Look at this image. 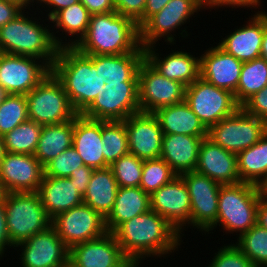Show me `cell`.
<instances>
[{"mask_svg":"<svg viewBox=\"0 0 267 267\" xmlns=\"http://www.w3.org/2000/svg\"><path fill=\"white\" fill-rule=\"evenodd\" d=\"M145 53L92 55L97 70V97L81 113L101 121H124L140 112L138 69Z\"/></svg>","mask_w":267,"mask_h":267,"instance_id":"1","label":"cell"},{"mask_svg":"<svg viewBox=\"0 0 267 267\" xmlns=\"http://www.w3.org/2000/svg\"><path fill=\"white\" fill-rule=\"evenodd\" d=\"M113 234L123 254L140 262L154 256L167 257L183 242L168 221L151 209L122 223Z\"/></svg>","mask_w":267,"mask_h":267,"instance_id":"2","label":"cell"},{"mask_svg":"<svg viewBox=\"0 0 267 267\" xmlns=\"http://www.w3.org/2000/svg\"><path fill=\"white\" fill-rule=\"evenodd\" d=\"M74 47L85 55L145 53L136 22L116 11L91 15L86 34Z\"/></svg>","mask_w":267,"mask_h":267,"instance_id":"3","label":"cell"},{"mask_svg":"<svg viewBox=\"0 0 267 267\" xmlns=\"http://www.w3.org/2000/svg\"><path fill=\"white\" fill-rule=\"evenodd\" d=\"M24 11L27 10L24 9L13 20L0 27V52L34 57L42 60L51 69L59 50L52 30L38 22L42 19L37 20L32 15L30 18L28 12Z\"/></svg>","mask_w":267,"mask_h":267,"instance_id":"4","label":"cell"},{"mask_svg":"<svg viewBox=\"0 0 267 267\" xmlns=\"http://www.w3.org/2000/svg\"><path fill=\"white\" fill-rule=\"evenodd\" d=\"M51 72L61 82L78 114L97 97V70L92 55H85L75 47L59 48Z\"/></svg>","mask_w":267,"mask_h":267,"instance_id":"5","label":"cell"},{"mask_svg":"<svg viewBox=\"0 0 267 267\" xmlns=\"http://www.w3.org/2000/svg\"><path fill=\"white\" fill-rule=\"evenodd\" d=\"M261 195V187L251 183L221 185L217 220L208 230V234L219 224V227L222 226L223 231L225 230L226 235L235 232L240 237L256 224L257 207Z\"/></svg>","mask_w":267,"mask_h":267,"instance_id":"6","label":"cell"},{"mask_svg":"<svg viewBox=\"0 0 267 267\" xmlns=\"http://www.w3.org/2000/svg\"><path fill=\"white\" fill-rule=\"evenodd\" d=\"M4 205L8 235L14 246L51 226L52 219L37 192H9Z\"/></svg>","mask_w":267,"mask_h":267,"instance_id":"7","label":"cell"},{"mask_svg":"<svg viewBox=\"0 0 267 267\" xmlns=\"http://www.w3.org/2000/svg\"><path fill=\"white\" fill-rule=\"evenodd\" d=\"M28 120L42 126L73 120V109L61 82L50 72L26 95Z\"/></svg>","mask_w":267,"mask_h":267,"instance_id":"8","label":"cell"},{"mask_svg":"<svg viewBox=\"0 0 267 267\" xmlns=\"http://www.w3.org/2000/svg\"><path fill=\"white\" fill-rule=\"evenodd\" d=\"M267 132V122L246 113L241 107L208 129L207 137L229 152H239L256 144Z\"/></svg>","mask_w":267,"mask_h":267,"instance_id":"9","label":"cell"},{"mask_svg":"<svg viewBox=\"0 0 267 267\" xmlns=\"http://www.w3.org/2000/svg\"><path fill=\"white\" fill-rule=\"evenodd\" d=\"M185 101L207 129L241 107L231 91L216 87L201 77L186 87Z\"/></svg>","mask_w":267,"mask_h":267,"instance_id":"10","label":"cell"},{"mask_svg":"<svg viewBox=\"0 0 267 267\" xmlns=\"http://www.w3.org/2000/svg\"><path fill=\"white\" fill-rule=\"evenodd\" d=\"M200 9L203 8L196 0H170L161 11L152 15L139 28L140 45L147 48L156 45L162 38H165L163 40L167 45L176 44L174 31L180 29L188 20L190 22V17L202 11Z\"/></svg>","mask_w":267,"mask_h":267,"instance_id":"11","label":"cell"},{"mask_svg":"<svg viewBox=\"0 0 267 267\" xmlns=\"http://www.w3.org/2000/svg\"><path fill=\"white\" fill-rule=\"evenodd\" d=\"M51 225L69 249L108 232L105 218L85 203L57 214Z\"/></svg>","mask_w":267,"mask_h":267,"instance_id":"12","label":"cell"},{"mask_svg":"<svg viewBox=\"0 0 267 267\" xmlns=\"http://www.w3.org/2000/svg\"><path fill=\"white\" fill-rule=\"evenodd\" d=\"M138 87L140 112L154 113L185 100L186 86L165 78L146 59L138 69Z\"/></svg>","mask_w":267,"mask_h":267,"instance_id":"13","label":"cell"},{"mask_svg":"<svg viewBox=\"0 0 267 267\" xmlns=\"http://www.w3.org/2000/svg\"><path fill=\"white\" fill-rule=\"evenodd\" d=\"M185 182L191 201V226L206 232L216 223L221 184L197 171L179 175Z\"/></svg>","mask_w":267,"mask_h":267,"instance_id":"14","label":"cell"},{"mask_svg":"<svg viewBox=\"0 0 267 267\" xmlns=\"http://www.w3.org/2000/svg\"><path fill=\"white\" fill-rule=\"evenodd\" d=\"M50 72L42 60L0 52V85L8 94L26 95Z\"/></svg>","mask_w":267,"mask_h":267,"instance_id":"15","label":"cell"},{"mask_svg":"<svg viewBox=\"0 0 267 267\" xmlns=\"http://www.w3.org/2000/svg\"><path fill=\"white\" fill-rule=\"evenodd\" d=\"M14 247L22 248V267H63L69 263L70 249L52 225Z\"/></svg>","mask_w":267,"mask_h":267,"instance_id":"16","label":"cell"},{"mask_svg":"<svg viewBox=\"0 0 267 267\" xmlns=\"http://www.w3.org/2000/svg\"><path fill=\"white\" fill-rule=\"evenodd\" d=\"M150 202L151 210L165 218L183 237L186 225L187 228L191 226V201L184 180L176 176L171 182L154 191L150 195Z\"/></svg>","mask_w":267,"mask_h":267,"instance_id":"17","label":"cell"},{"mask_svg":"<svg viewBox=\"0 0 267 267\" xmlns=\"http://www.w3.org/2000/svg\"><path fill=\"white\" fill-rule=\"evenodd\" d=\"M44 166L34 155L6 152L0 162V181L7 193L37 192Z\"/></svg>","mask_w":267,"mask_h":267,"instance_id":"18","label":"cell"},{"mask_svg":"<svg viewBox=\"0 0 267 267\" xmlns=\"http://www.w3.org/2000/svg\"><path fill=\"white\" fill-rule=\"evenodd\" d=\"M124 123L129 153L142 160L160 158L164 134L153 113L139 112L130 115Z\"/></svg>","mask_w":267,"mask_h":267,"instance_id":"19","label":"cell"},{"mask_svg":"<svg viewBox=\"0 0 267 267\" xmlns=\"http://www.w3.org/2000/svg\"><path fill=\"white\" fill-rule=\"evenodd\" d=\"M128 260L110 232L73 246L69 254L74 267H122Z\"/></svg>","mask_w":267,"mask_h":267,"instance_id":"20","label":"cell"},{"mask_svg":"<svg viewBox=\"0 0 267 267\" xmlns=\"http://www.w3.org/2000/svg\"><path fill=\"white\" fill-rule=\"evenodd\" d=\"M195 171L206 175L221 185L240 183L237 154L203 138Z\"/></svg>","mask_w":267,"mask_h":267,"instance_id":"21","label":"cell"},{"mask_svg":"<svg viewBox=\"0 0 267 267\" xmlns=\"http://www.w3.org/2000/svg\"><path fill=\"white\" fill-rule=\"evenodd\" d=\"M204 52L200 55V77L234 94L240 80L242 62L218 45L209 47Z\"/></svg>","mask_w":267,"mask_h":267,"instance_id":"22","label":"cell"},{"mask_svg":"<svg viewBox=\"0 0 267 267\" xmlns=\"http://www.w3.org/2000/svg\"><path fill=\"white\" fill-rule=\"evenodd\" d=\"M254 16V17H253ZM249 17L246 25L235 28L217 45L226 53L233 55L242 63L260 57L262 40L264 36V12L254 13Z\"/></svg>","mask_w":267,"mask_h":267,"instance_id":"23","label":"cell"},{"mask_svg":"<svg viewBox=\"0 0 267 267\" xmlns=\"http://www.w3.org/2000/svg\"><path fill=\"white\" fill-rule=\"evenodd\" d=\"M157 50L156 45L144 48L145 59L165 78L181 82L187 87L200 77V56L172 50L161 58Z\"/></svg>","mask_w":267,"mask_h":267,"instance_id":"24","label":"cell"},{"mask_svg":"<svg viewBox=\"0 0 267 267\" xmlns=\"http://www.w3.org/2000/svg\"><path fill=\"white\" fill-rule=\"evenodd\" d=\"M73 146L83 159L84 165L93 169L109 167L102 153L101 120L78 114L74 118Z\"/></svg>","mask_w":267,"mask_h":267,"instance_id":"25","label":"cell"},{"mask_svg":"<svg viewBox=\"0 0 267 267\" xmlns=\"http://www.w3.org/2000/svg\"><path fill=\"white\" fill-rule=\"evenodd\" d=\"M205 137L207 136L164 134L160 158L178 176L185 172L195 171L201 142Z\"/></svg>","mask_w":267,"mask_h":267,"instance_id":"26","label":"cell"},{"mask_svg":"<svg viewBox=\"0 0 267 267\" xmlns=\"http://www.w3.org/2000/svg\"><path fill=\"white\" fill-rule=\"evenodd\" d=\"M37 193L51 219L83 203V196L69 177L44 176Z\"/></svg>","mask_w":267,"mask_h":267,"instance_id":"27","label":"cell"},{"mask_svg":"<svg viewBox=\"0 0 267 267\" xmlns=\"http://www.w3.org/2000/svg\"><path fill=\"white\" fill-rule=\"evenodd\" d=\"M153 114L157 117L163 134L208 135V129L185 100L177 104L161 107Z\"/></svg>","mask_w":267,"mask_h":267,"instance_id":"28","label":"cell"},{"mask_svg":"<svg viewBox=\"0 0 267 267\" xmlns=\"http://www.w3.org/2000/svg\"><path fill=\"white\" fill-rule=\"evenodd\" d=\"M150 209V194L140 187H119L113 209L105 218L107 231L113 233L122 223Z\"/></svg>","mask_w":267,"mask_h":267,"instance_id":"29","label":"cell"},{"mask_svg":"<svg viewBox=\"0 0 267 267\" xmlns=\"http://www.w3.org/2000/svg\"><path fill=\"white\" fill-rule=\"evenodd\" d=\"M91 14L86 9V7L81 3L77 2L76 4L70 5L69 7L60 10L49 22L54 24L52 28V36L59 48L63 47H74L79 43V41L84 37L87 32V28L89 26ZM54 27L58 31H54ZM60 29V31H59ZM60 33L57 37L55 34ZM55 33V34H54ZM65 33V41L62 40V36ZM67 33V34H66ZM70 36H69V35ZM72 37L67 41V36ZM76 35V36H75ZM75 37V38H74ZM74 38V39H73ZM64 41V42H62Z\"/></svg>","mask_w":267,"mask_h":267,"instance_id":"30","label":"cell"},{"mask_svg":"<svg viewBox=\"0 0 267 267\" xmlns=\"http://www.w3.org/2000/svg\"><path fill=\"white\" fill-rule=\"evenodd\" d=\"M118 188L110 167L94 169L87 191L83 195V203L106 218L113 209Z\"/></svg>","mask_w":267,"mask_h":267,"instance_id":"31","label":"cell"},{"mask_svg":"<svg viewBox=\"0 0 267 267\" xmlns=\"http://www.w3.org/2000/svg\"><path fill=\"white\" fill-rule=\"evenodd\" d=\"M74 119L42 126L34 156L45 166L67 148L73 146Z\"/></svg>","mask_w":267,"mask_h":267,"instance_id":"32","label":"cell"},{"mask_svg":"<svg viewBox=\"0 0 267 267\" xmlns=\"http://www.w3.org/2000/svg\"><path fill=\"white\" fill-rule=\"evenodd\" d=\"M240 182L260 186L267 180V132L251 147L237 154Z\"/></svg>","mask_w":267,"mask_h":267,"instance_id":"33","label":"cell"},{"mask_svg":"<svg viewBox=\"0 0 267 267\" xmlns=\"http://www.w3.org/2000/svg\"><path fill=\"white\" fill-rule=\"evenodd\" d=\"M265 86H267V61L259 57L242 63L240 80L234 93L236 102L241 106Z\"/></svg>","mask_w":267,"mask_h":267,"instance_id":"34","label":"cell"},{"mask_svg":"<svg viewBox=\"0 0 267 267\" xmlns=\"http://www.w3.org/2000/svg\"><path fill=\"white\" fill-rule=\"evenodd\" d=\"M102 153L105 163L111 166L129 153L127 130L124 121H101Z\"/></svg>","mask_w":267,"mask_h":267,"instance_id":"35","label":"cell"},{"mask_svg":"<svg viewBox=\"0 0 267 267\" xmlns=\"http://www.w3.org/2000/svg\"><path fill=\"white\" fill-rule=\"evenodd\" d=\"M42 125L27 120L3 136L6 152L34 155Z\"/></svg>","mask_w":267,"mask_h":267,"instance_id":"36","label":"cell"},{"mask_svg":"<svg viewBox=\"0 0 267 267\" xmlns=\"http://www.w3.org/2000/svg\"><path fill=\"white\" fill-rule=\"evenodd\" d=\"M235 245L256 267H267L266 229L256 223L237 238Z\"/></svg>","mask_w":267,"mask_h":267,"instance_id":"37","label":"cell"},{"mask_svg":"<svg viewBox=\"0 0 267 267\" xmlns=\"http://www.w3.org/2000/svg\"><path fill=\"white\" fill-rule=\"evenodd\" d=\"M27 120L26 96L23 94H8L0 104V135L4 136Z\"/></svg>","mask_w":267,"mask_h":267,"instance_id":"38","label":"cell"},{"mask_svg":"<svg viewBox=\"0 0 267 267\" xmlns=\"http://www.w3.org/2000/svg\"><path fill=\"white\" fill-rule=\"evenodd\" d=\"M176 176L178 175L162 158L144 160L139 187L151 195L161 186L171 182Z\"/></svg>","mask_w":267,"mask_h":267,"instance_id":"39","label":"cell"},{"mask_svg":"<svg viewBox=\"0 0 267 267\" xmlns=\"http://www.w3.org/2000/svg\"><path fill=\"white\" fill-rule=\"evenodd\" d=\"M143 162L144 160L139 159L134 154L127 153L109 166L113 172L118 186L139 187L142 176Z\"/></svg>","mask_w":267,"mask_h":267,"instance_id":"40","label":"cell"},{"mask_svg":"<svg viewBox=\"0 0 267 267\" xmlns=\"http://www.w3.org/2000/svg\"><path fill=\"white\" fill-rule=\"evenodd\" d=\"M83 165V159L74 146H71L44 166V176L70 177L72 171Z\"/></svg>","mask_w":267,"mask_h":267,"instance_id":"41","label":"cell"},{"mask_svg":"<svg viewBox=\"0 0 267 267\" xmlns=\"http://www.w3.org/2000/svg\"><path fill=\"white\" fill-rule=\"evenodd\" d=\"M217 250L208 267H256L234 242Z\"/></svg>","mask_w":267,"mask_h":267,"instance_id":"42","label":"cell"},{"mask_svg":"<svg viewBox=\"0 0 267 267\" xmlns=\"http://www.w3.org/2000/svg\"><path fill=\"white\" fill-rule=\"evenodd\" d=\"M241 108L246 113L267 122V86L247 99Z\"/></svg>","mask_w":267,"mask_h":267,"instance_id":"43","label":"cell"},{"mask_svg":"<svg viewBox=\"0 0 267 267\" xmlns=\"http://www.w3.org/2000/svg\"><path fill=\"white\" fill-rule=\"evenodd\" d=\"M147 0H114L117 13L130 17L135 22L144 14Z\"/></svg>","mask_w":267,"mask_h":267,"instance_id":"44","label":"cell"},{"mask_svg":"<svg viewBox=\"0 0 267 267\" xmlns=\"http://www.w3.org/2000/svg\"><path fill=\"white\" fill-rule=\"evenodd\" d=\"M93 170V168L83 165L82 167L72 171V174L69 177L71 182H74V185L82 196L87 191V186L91 180Z\"/></svg>","mask_w":267,"mask_h":267,"instance_id":"45","label":"cell"},{"mask_svg":"<svg viewBox=\"0 0 267 267\" xmlns=\"http://www.w3.org/2000/svg\"><path fill=\"white\" fill-rule=\"evenodd\" d=\"M25 8L16 1L0 0V27L13 20Z\"/></svg>","mask_w":267,"mask_h":267,"instance_id":"46","label":"cell"},{"mask_svg":"<svg viewBox=\"0 0 267 267\" xmlns=\"http://www.w3.org/2000/svg\"><path fill=\"white\" fill-rule=\"evenodd\" d=\"M261 0H216L209 8L213 10V8L217 9V8H224L227 7L229 8L230 6L232 8L236 7H244L248 8L250 7V9H258V12L256 11V13H262L264 12V10L261 7V10L259 11L260 8H258L259 6H261ZM223 6V7H222ZM263 10V11H262Z\"/></svg>","mask_w":267,"mask_h":267,"instance_id":"47","label":"cell"},{"mask_svg":"<svg viewBox=\"0 0 267 267\" xmlns=\"http://www.w3.org/2000/svg\"><path fill=\"white\" fill-rule=\"evenodd\" d=\"M91 15L114 12V0H80Z\"/></svg>","mask_w":267,"mask_h":267,"instance_id":"48","label":"cell"},{"mask_svg":"<svg viewBox=\"0 0 267 267\" xmlns=\"http://www.w3.org/2000/svg\"><path fill=\"white\" fill-rule=\"evenodd\" d=\"M77 2H80V0H40L37 4H39V6H42V8L44 7V9H46L47 7H49L47 9V11L45 10L47 16L45 20L50 21L60 10H63L67 7H69L70 5L76 4ZM46 7V8H45Z\"/></svg>","mask_w":267,"mask_h":267,"instance_id":"49","label":"cell"},{"mask_svg":"<svg viewBox=\"0 0 267 267\" xmlns=\"http://www.w3.org/2000/svg\"><path fill=\"white\" fill-rule=\"evenodd\" d=\"M10 246L14 248L8 235L5 205L4 203H0V259L5 254V249L7 250Z\"/></svg>","mask_w":267,"mask_h":267,"instance_id":"50","label":"cell"},{"mask_svg":"<svg viewBox=\"0 0 267 267\" xmlns=\"http://www.w3.org/2000/svg\"><path fill=\"white\" fill-rule=\"evenodd\" d=\"M170 0H147L144 14L136 21L140 28L152 15H155L169 2Z\"/></svg>","mask_w":267,"mask_h":267,"instance_id":"51","label":"cell"},{"mask_svg":"<svg viewBox=\"0 0 267 267\" xmlns=\"http://www.w3.org/2000/svg\"><path fill=\"white\" fill-rule=\"evenodd\" d=\"M256 223L267 230V197L263 194L260 196V201L257 207Z\"/></svg>","mask_w":267,"mask_h":267,"instance_id":"52","label":"cell"},{"mask_svg":"<svg viewBox=\"0 0 267 267\" xmlns=\"http://www.w3.org/2000/svg\"><path fill=\"white\" fill-rule=\"evenodd\" d=\"M260 57L267 61V12L264 11V36L262 40Z\"/></svg>","mask_w":267,"mask_h":267,"instance_id":"53","label":"cell"},{"mask_svg":"<svg viewBox=\"0 0 267 267\" xmlns=\"http://www.w3.org/2000/svg\"><path fill=\"white\" fill-rule=\"evenodd\" d=\"M197 3L203 8V9H209V7L216 1V0H196ZM208 7V8H207Z\"/></svg>","mask_w":267,"mask_h":267,"instance_id":"54","label":"cell"},{"mask_svg":"<svg viewBox=\"0 0 267 267\" xmlns=\"http://www.w3.org/2000/svg\"><path fill=\"white\" fill-rule=\"evenodd\" d=\"M5 154H6V149L4 147L3 136L0 135V162L4 158Z\"/></svg>","mask_w":267,"mask_h":267,"instance_id":"55","label":"cell"},{"mask_svg":"<svg viewBox=\"0 0 267 267\" xmlns=\"http://www.w3.org/2000/svg\"><path fill=\"white\" fill-rule=\"evenodd\" d=\"M141 263L143 262L136 260H128L122 267H141Z\"/></svg>","mask_w":267,"mask_h":267,"instance_id":"56","label":"cell"},{"mask_svg":"<svg viewBox=\"0 0 267 267\" xmlns=\"http://www.w3.org/2000/svg\"><path fill=\"white\" fill-rule=\"evenodd\" d=\"M12 1H16L18 2L20 5H22L25 9H29L30 6L34 7L33 5L35 4H31L32 2L30 0H12ZM29 7V8H28Z\"/></svg>","mask_w":267,"mask_h":267,"instance_id":"57","label":"cell"},{"mask_svg":"<svg viewBox=\"0 0 267 267\" xmlns=\"http://www.w3.org/2000/svg\"><path fill=\"white\" fill-rule=\"evenodd\" d=\"M6 194H7V191L5 190L4 186L2 185L0 181V203H4Z\"/></svg>","mask_w":267,"mask_h":267,"instance_id":"58","label":"cell"},{"mask_svg":"<svg viewBox=\"0 0 267 267\" xmlns=\"http://www.w3.org/2000/svg\"><path fill=\"white\" fill-rule=\"evenodd\" d=\"M7 95L6 90L0 85V104L5 100Z\"/></svg>","mask_w":267,"mask_h":267,"instance_id":"59","label":"cell"},{"mask_svg":"<svg viewBox=\"0 0 267 267\" xmlns=\"http://www.w3.org/2000/svg\"><path fill=\"white\" fill-rule=\"evenodd\" d=\"M262 194L267 197V180L261 185Z\"/></svg>","mask_w":267,"mask_h":267,"instance_id":"60","label":"cell"},{"mask_svg":"<svg viewBox=\"0 0 267 267\" xmlns=\"http://www.w3.org/2000/svg\"><path fill=\"white\" fill-rule=\"evenodd\" d=\"M63 267H74L71 263L64 265Z\"/></svg>","mask_w":267,"mask_h":267,"instance_id":"61","label":"cell"},{"mask_svg":"<svg viewBox=\"0 0 267 267\" xmlns=\"http://www.w3.org/2000/svg\"><path fill=\"white\" fill-rule=\"evenodd\" d=\"M30 1L32 2V4L36 1L34 4L37 5V3H38L40 0H30Z\"/></svg>","mask_w":267,"mask_h":267,"instance_id":"62","label":"cell"}]
</instances>
